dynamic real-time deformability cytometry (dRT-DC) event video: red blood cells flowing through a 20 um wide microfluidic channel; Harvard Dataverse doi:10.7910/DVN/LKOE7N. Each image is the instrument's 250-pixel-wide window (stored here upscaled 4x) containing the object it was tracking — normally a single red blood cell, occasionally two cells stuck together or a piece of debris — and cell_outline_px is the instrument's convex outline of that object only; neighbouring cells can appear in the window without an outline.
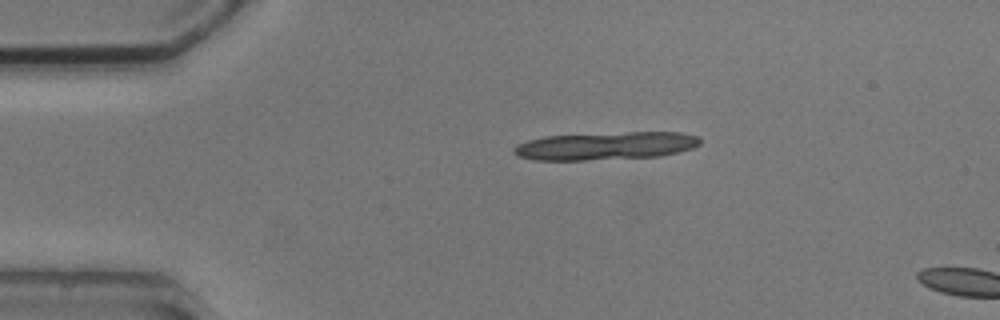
{"species": "common noctule bat (a hibernating species)", "species_latin": "Nyctalus noctula", "temperature_condition": "cold", "stored_images_in_passage": 2, "camera_frame_rate_fps": 3000, "um_per_image_px": 0.085, "animal": {"sex": "male", "body_mass_g": 20.5, "forearm_length_mm": 52.5}, "frame": {"image": 1, "passage_image": 1, "time_ms": 0.0, "image_size_px": [1000, 320], "cell_outline_px": [[700, 144], [692, 148], [660, 156], [584, 160], [532, 160], [516, 156], [512, 152], [512, 148], [516, 144], [528, 140], [544, 136], [628, 132], [680, 132], [700, 136]], "centroid_in_image_um": [51.43, 12.4], "position_along_channel_um": 33.6, "area_um2": 30.4}}